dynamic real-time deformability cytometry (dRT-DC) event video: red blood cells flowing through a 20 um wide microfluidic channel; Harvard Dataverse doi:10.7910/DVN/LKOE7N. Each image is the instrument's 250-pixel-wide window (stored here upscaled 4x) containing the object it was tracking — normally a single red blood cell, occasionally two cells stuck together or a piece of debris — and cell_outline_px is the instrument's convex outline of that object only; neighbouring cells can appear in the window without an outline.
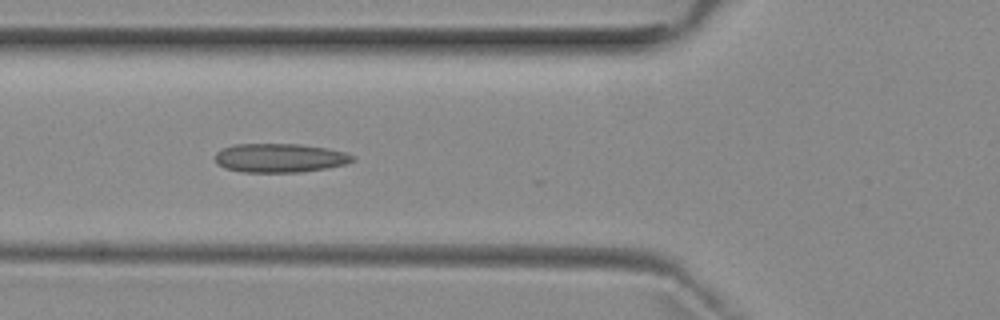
{"species": "common noctule bat (a hibernating species)", "species_latin": "Nyctalus noctula", "temperature_condition": "room temperature", "stored_images_in_passage": 5, "camera_frame_rate_fps": 3000, "um_per_image_px": 0.085, "animal": {"sex": "female", "body_mass_g": 29.2, "forearm_length_mm": 56.3}, "frame": {"image": 1, "passage_image": 5, "time_ms": 5.333, "image_size_px": [1000, 320], "cell_outline_px": [[356, 160], [344, 164], [328, 168], [300, 172], [240, 172], [224, 168], [216, 164], [216, 152], [224, 148], [236, 144], [300, 144], [328, 148], [344, 152], [356, 156]], "centroid_in_image_um": [23.8, 13.43], "position_along_channel_um": 102.0, "area_um2": 23.29}}